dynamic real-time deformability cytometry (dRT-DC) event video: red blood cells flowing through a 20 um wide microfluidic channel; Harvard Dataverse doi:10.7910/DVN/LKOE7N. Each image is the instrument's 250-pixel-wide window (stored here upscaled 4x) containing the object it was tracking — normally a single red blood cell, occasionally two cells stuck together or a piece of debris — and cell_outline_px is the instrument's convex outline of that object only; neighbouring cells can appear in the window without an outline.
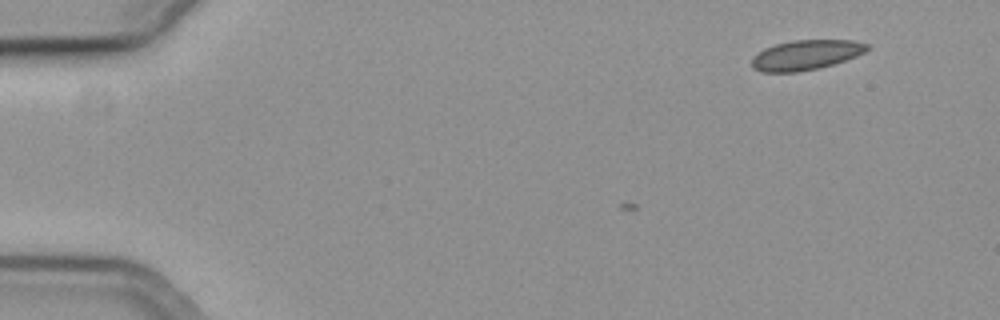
{"species": "common noctule bat (a hibernating species)", "species_latin": "Nyctalus noctula", "temperature_condition": "cold", "stored_images_in_passage": 8, "camera_frame_rate_fps": 3000, "um_per_image_px": 0.085, "animal": {"sex": "female", "body_mass_g": 19.3, "forearm_length_mm": 54.1}, "frame": {"image": 1, "passage_image": 8, "time_ms": 2.333, "image_size_px": [1000, 320], "cell_outline_px": [[868, 48], [864, 52], [856, 56], [820, 68], [796, 72], [760, 72], [752, 68], [752, 56], [764, 48], [776, 44], [792, 40], [856, 40], [868, 44]], "centroid_in_image_um": [68.47, 4.67], "position_along_channel_um": 16.5, "area_um2": 20.11}}